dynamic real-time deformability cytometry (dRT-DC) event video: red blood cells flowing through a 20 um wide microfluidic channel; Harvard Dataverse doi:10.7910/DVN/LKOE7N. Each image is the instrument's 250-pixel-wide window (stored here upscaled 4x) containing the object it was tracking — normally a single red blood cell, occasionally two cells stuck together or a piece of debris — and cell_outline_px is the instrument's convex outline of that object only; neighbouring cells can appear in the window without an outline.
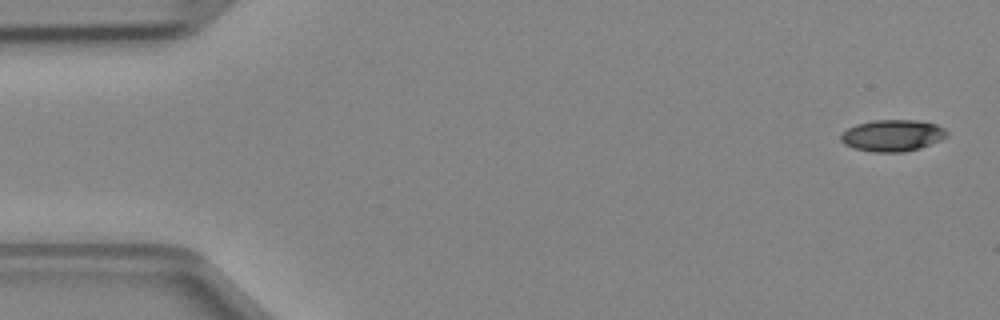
{"species": "Egyptian fruit bat (a non-hibernating species)", "species_latin": "Rousettus aegyptiacus", "temperature_condition": "cold", "stored_images_in_passage": 4, "camera_frame_rate_fps": 3000, "um_per_image_px": 0.085, "animal": {"sex": "female"}, "frame": {"image": 1, "passage_image": 1, "time_ms": 0.0, "image_size_px": [1000, 320], "cell_outline_px": [[948, 136], [940, 140], [920, 148], [904, 152], [872, 152], [852, 148], [844, 144], [840, 140], [840, 136], [848, 128], [856, 124], [872, 120], [916, 120], [936, 124], [944, 128], [948, 132]], "centroid_in_image_um": [75.85, 11.52], "position_along_channel_um": 9.1, "area_um2": 19.65}}
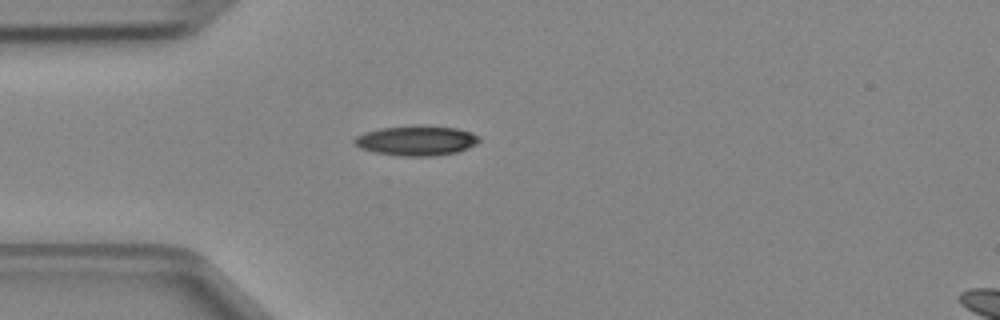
{"frame": {"image": 2, "passage_image": 4, "time_ms": 1.0, "image_size_px": [1000, 320], "cell_outline_px": [[480, 140], [476, 144], [468, 148], [456, 152], [432, 156], [404, 156], [376, 152], [360, 148], [352, 144], [352, 140], [356, 136], [364, 132], [380, 128], [456, 128], [472, 132], [480, 136]], "centroid_in_image_um": [35.38, 11.99], "position_along_channel_um": 49.6, "area_um2": 20.92}}